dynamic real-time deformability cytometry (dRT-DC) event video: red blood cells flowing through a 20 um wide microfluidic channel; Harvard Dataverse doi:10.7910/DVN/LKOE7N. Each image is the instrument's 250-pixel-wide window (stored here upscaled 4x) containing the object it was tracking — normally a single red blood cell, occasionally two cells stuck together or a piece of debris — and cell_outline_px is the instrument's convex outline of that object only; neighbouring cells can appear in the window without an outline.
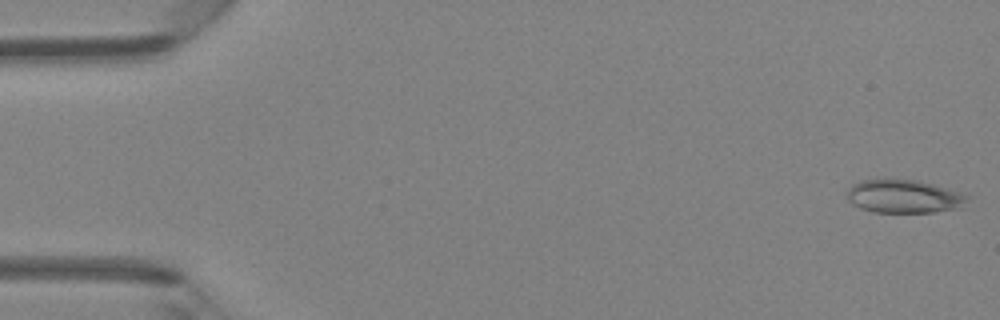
{"species": "Egyptian fruit bat (a non-hibernating species)", "species_latin": "Rousettus aegyptiacus", "temperature_condition": "room temperature", "stored_images_in_passage": 47, "camera_frame_rate_fps": 3000, "um_per_image_px": 0.085, "animal": {"sex": "female"}, "frame": {"image": 1, "passage_image": 1, "time_ms": 0.0, "image_size_px": [1000, 320], "cell_outline_px": [[972, 196], [964, 208], [936, 212], [872, 212], [860, 208], [852, 204], [848, 200], [848, 188], [852, 184], [860, 180], [916, 180], [932, 184]], "centroid_in_image_um": [76.89, 16.72], "position_along_channel_um": 8.1, "area_um2": 23.47}}
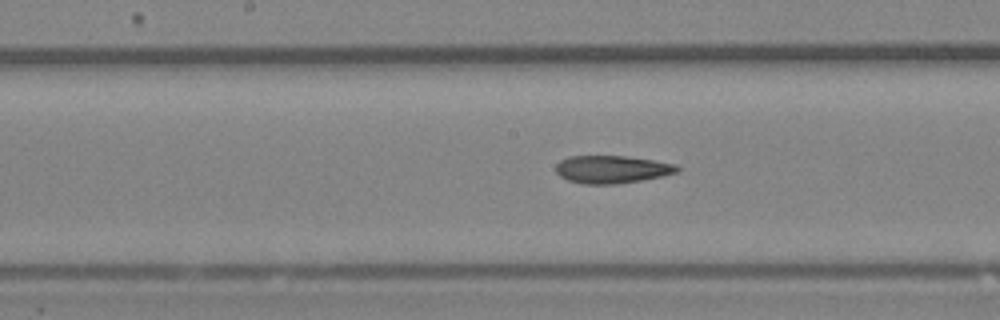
{"frame": {"image": 2, "passage_image": 24, "time_ms": 7.667, "image_size_px": [1000, 320], "cell_outline_px": [[680, 172], [664, 176], [616, 184], [584, 184], [568, 180], [560, 176], [556, 172], [556, 164], [560, 160], [568, 156], [624, 156], [652, 160], [676, 164], [680, 168]], "centroid_in_image_um": [52.02, 14.39], "position_along_channel_um": 196.2, "area_um2": 19.65}}
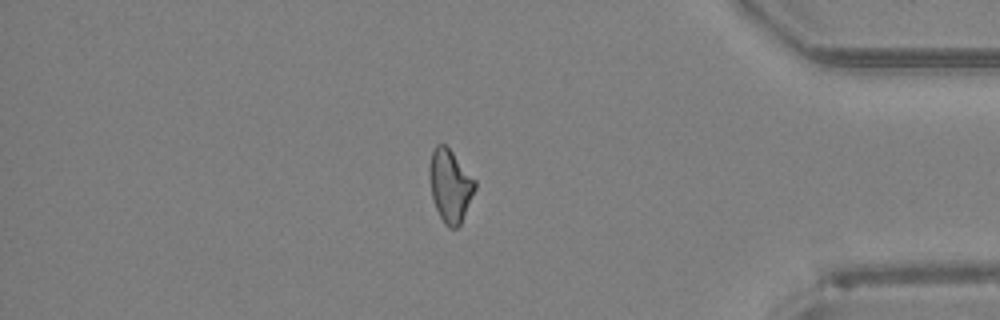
{"frame": {"image": 3, "passage_image": 40, "time_ms": 13.0, "image_size_px": [1000, 320], "cell_outline_px": [[476, 188], [460, 224], [456, 228], [448, 228], [444, 224], [436, 208], [432, 196], [428, 172], [428, 168], [432, 152], [436, 144], [444, 144], [452, 152], [476, 180]], "centroid_in_image_um": [38.25, 15.78], "position_along_channel_um": 396.9, "area_um2": 19.13}, "authors_computed_cell_mechanics": {"area_um2": 19.8254, "velocity_mm_per_s": 4.3322, "shape_relaxation_time_tau1_ms": null, "shape_relaxation_time_tau2_ms": 11.2222, "deformation_change_tau1": null, "deformation_change_tau2": 0.2399}}